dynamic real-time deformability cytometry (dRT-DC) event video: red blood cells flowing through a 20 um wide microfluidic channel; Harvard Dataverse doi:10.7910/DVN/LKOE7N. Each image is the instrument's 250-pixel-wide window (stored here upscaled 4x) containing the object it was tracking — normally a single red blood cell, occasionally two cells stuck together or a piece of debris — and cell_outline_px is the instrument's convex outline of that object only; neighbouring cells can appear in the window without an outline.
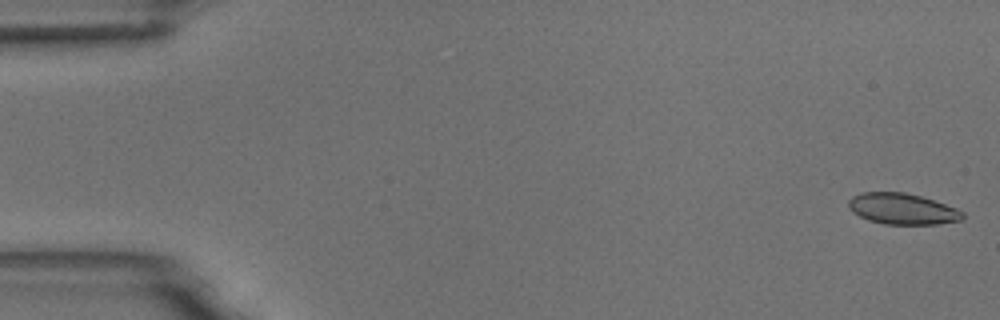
{"species": "common noctule bat (a hibernating species)", "species_latin": "Nyctalus noctula", "temperature_condition": "room temperature", "stored_images_in_passage": 6, "camera_frame_rate_fps": 3000, "um_per_image_px": 0.085, "animal": {"sex": "male", "body_mass_g": 18.8}, "frame": {"image": 1, "passage_image": 1, "time_ms": 0.0, "image_size_px": [1000, 320], "cell_outline_px": [[964, 216], [960, 220], [936, 224], [884, 224], [868, 220], [852, 212], [848, 208], [848, 200], [852, 196], [864, 192], [904, 192], [920, 196], [956, 208], [964, 212]], "centroid_in_image_um": [76.66, 17.75], "position_along_channel_um": 8.3, "area_um2": 20.52}}
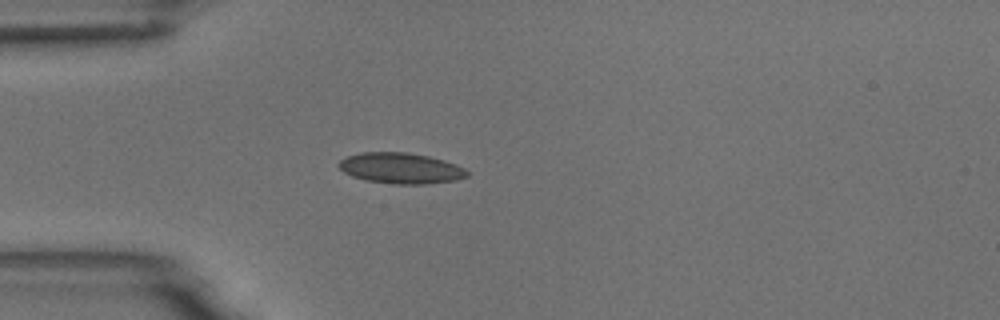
{"frame": {"image": 2, "passage_image": 4, "time_ms": 4.667, "image_size_px": [1000, 320], "cell_outline_px": [[468, 176], [456, 180], [424, 184], [392, 184], [364, 180], [352, 176], [344, 172], [336, 164], [340, 160], [348, 156], [360, 152], [408, 152], [428, 156], [444, 160], [456, 164], [464, 168], [468, 172]], "centroid_in_image_um": [34.05, 14.29], "position_along_channel_um": 50.9, "area_um2": 23.12}}